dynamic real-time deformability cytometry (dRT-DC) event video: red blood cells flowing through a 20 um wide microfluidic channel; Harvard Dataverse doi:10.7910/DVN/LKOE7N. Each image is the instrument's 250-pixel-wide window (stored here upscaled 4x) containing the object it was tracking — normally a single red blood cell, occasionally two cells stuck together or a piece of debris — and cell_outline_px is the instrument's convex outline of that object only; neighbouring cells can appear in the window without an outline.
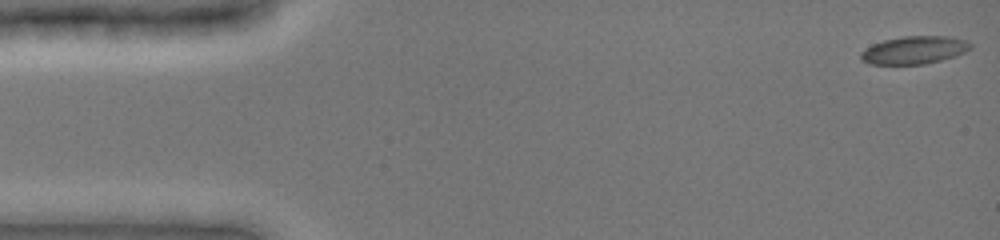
{"species": "common noctule bat (a hibernating species)", "species_latin": "Nyctalus noctula", "temperature_condition": "cold", "stored_images_in_passage": 40, "camera_frame_rate_fps": 3000, "um_per_image_px": 0.085, "animal": {"sex": "female", "body_mass_g": 19.0, "forearm_length_mm": 51.5}, "frame": {"image": 1, "passage_image": 1, "time_ms": 0.0, "image_size_px": [1000, 240], "cell_outline_px": [[972, 48], [956, 56], [924, 64], [868, 64], [860, 60], [860, 52], [872, 44], [884, 40], [904, 36], [952, 36], [964, 40], [972, 44]], "centroid_in_image_um": [77.7, 4.25], "position_along_channel_um": 7.3, "area_um2": 17.86}}
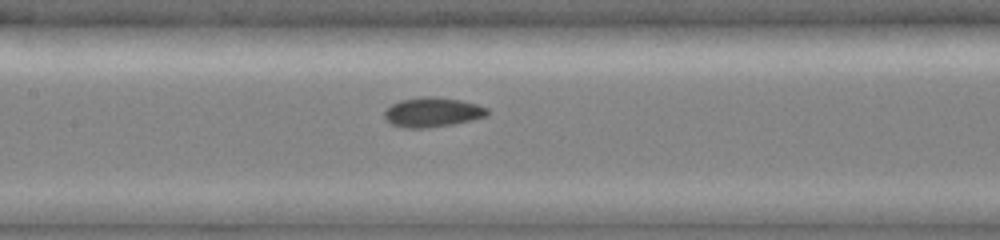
{"frame": {"image": 2, "passage_image": 19, "time_ms": 6.0, "image_size_px": [1000, 240], "cell_outline_px": [[488, 116], [472, 120], [452, 124], [424, 128], [404, 128], [392, 124], [384, 116], [384, 112], [392, 104], [400, 100], [424, 96], [436, 96], [460, 100], [476, 104], [488, 108]], "centroid_in_image_um": [36.77, 9.53], "position_along_channel_um": 170.6, "area_um2": 17.69}}
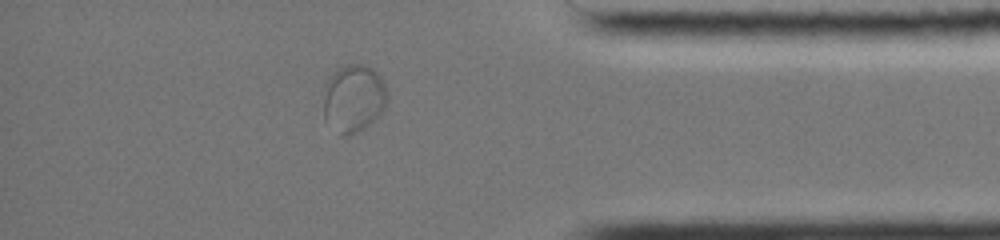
{"frame": {"image": 3, "passage_image": 35, "time_ms": 11.333, "image_size_px": [1000, 240], "cell_outline_px": [[388, 100], [384, 112], [376, 120], [352, 136], [340, 136], [324, 120], [324, 84], [328, 76], [336, 68], [348, 64], [364, 64], [372, 68], [380, 76], [384, 84]], "centroid_in_image_um": [30.05, 8.38], "position_along_channel_um": 405.2, "area_um2": 26.01}}